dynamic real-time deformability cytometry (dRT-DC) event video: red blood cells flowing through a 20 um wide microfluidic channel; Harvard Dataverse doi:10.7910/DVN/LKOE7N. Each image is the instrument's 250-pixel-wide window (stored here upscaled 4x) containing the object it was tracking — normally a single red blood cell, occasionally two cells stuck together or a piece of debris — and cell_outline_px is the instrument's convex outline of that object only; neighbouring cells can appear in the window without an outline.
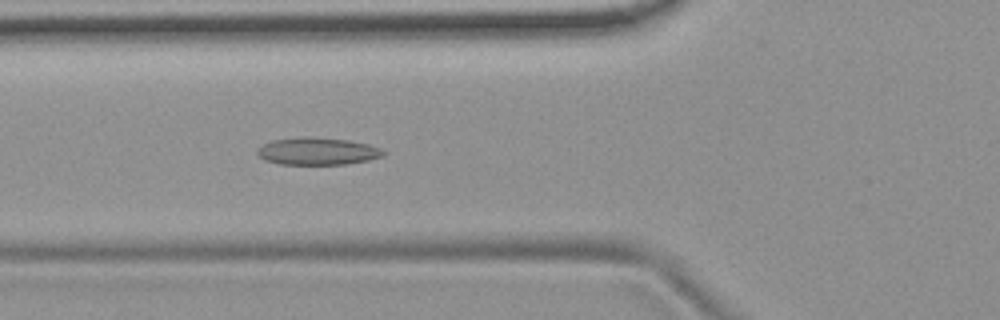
{"species": "common noctule bat (a hibernating species)", "species_latin": "Nyctalus noctula", "temperature_condition": "room temperature", "stored_images_in_passage": 54, "camera_frame_rate_fps": 3000, "um_per_image_px": 0.085, "animal": {"sex": "female", "body_mass_g": 19.9}, "frame": {"image": 1, "passage_image": 20, "time_ms": 6.333, "image_size_px": [1000, 320], "cell_outline_px": [[388, 152], [384, 156], [368, 160], [348, 164], [280, 164], [264, 160], [256, 152], [256, 148], [260, 144], [272, 140], [304, 136], [348, 140], [368, 144], [380, 148]], "centroid_in_image_um": [26.97, 12.85], "position_along_channel_um": 98.8, "area_um2": 20.29}}
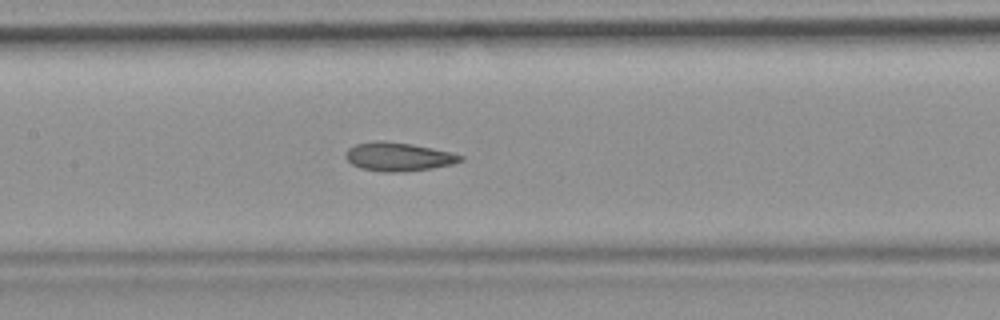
{"frame": {"image": 2, "passage_image": 26, "time_ms": 8.333, "image_size_px": [1000, 320], "cell_outline_px": [[464, 160], [452, 164], [432, 168], [404, 172], [380, 172], [360, 168], [352, 164], [344, 156], [348, 148], [356, 144], [376, 140], [384, 140], [412, 144], [452, 152], [464, 156]], "centroid_in_image_um": [33.86, 13.32], "position_along_channel_um": 173.5, "area_um2": 19.36}}
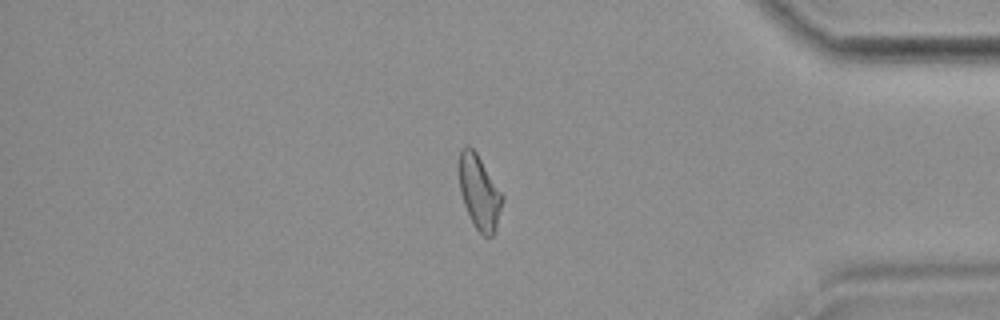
{"frame": {"image": 3, "passage_image": 46, "time_ms": 15.0, "image_size_px": [1000, 320], "cell_outline_px": [[504, 200], [496, 232], [492, 236], [484, 236], [476, 228], [464, 204], [460, 192], [460, 148], [464, 144], [468, 144], [476, 152], [504, 196]], "centroid_in_image_um": [40.77, 16.35], "position_along_channel_um": 394.4, "area_um2": 18.61}, "authors_computed_cell_mechanics": {"area_um2": 19.5364, "velocity_mm_per_s": 3.7287, "shape_relaxation_time_tau1_ms": null, "shape_relaxation_time_tau2_ms": 2.8473, "deformation_change_tau1": null, "deformation_change_tau2": 0.1057}}